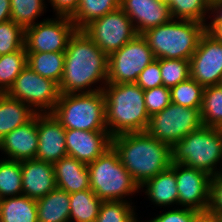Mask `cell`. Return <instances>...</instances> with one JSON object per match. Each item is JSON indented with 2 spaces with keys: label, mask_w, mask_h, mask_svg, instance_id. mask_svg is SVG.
I'll use <instances>...</instances> for the list:
<instances>
[{
  "label": "cell",
  "mask_w": 222,
  "mask_h": 222,
  "mask_svg": "<svg viewBox=\"0 0 222 222\" xmlns=\"http://www.w3.org/2000/svg\"><path fill=\"white\" fill-rule=\"evenodd\" d=\"M51 113L65 129L107 131L103 91L61 94Z\"/></svg>",
  "instance_id": "obj_7"
},
{
  "label": "cell",
  "mask_w": 222,
  "mask_h": 222,
  "mask_svg": "<svg viewBox=\"0 0 222 222\" xmlns=\"http://www.w3.org/2000/svg\"><path fill=\"white\" fill-rule=\"evenodd\" d=\"M56 185L68 194L90 188L87 165L72 156H64L53 164Z\"/></svg>",
  "instance_id": "obj_21"
},
{
  "label": "cell",
  "mask_w": 222,
  "mask_h": 222,
  "mask_svg": "<svg viewBox=\"0 0 222 222\" xmlns=\"http://www.w3.org/2000/svg\"><path fill=\"white\" fill-rule=\"evenodd\" d=\"M145 193L149 204L158 209L178 207V189L174 170L169 167L147 180L140 186V193Z\"/></svg>",
  "instance_id": "obj_20"
},
{
  "label": "cell",
  "mask_w": 222,
  "mask_h": 222,
  "mask_svg": "<svg viewBox=\"0 0 222 222\" xmlns=\"http://www.w3.org/2000/svg\"><path fill=\"white\" fill-rule=\"evenodd\" d=\"M111 146L139 187L172 163L171 147L146 131L112 136Z\"/></svg>",
  "instance_id": "obj_2"
},
{
  "label": "cell",
  "mask_w": 222,
  "mask_h": 222,
  "mask_svg": "<svg viewBox=\"0 0 222 222\" xmlns=\"http://www.w3.org/2000/svg\"><path fill=\"white\" fill-rule=\"evenodd\" d=\"M79 3L80 0H47L54 16L71 17L76 12Z\"/></svg>",
  "instance_id": "obj_41"
},
{
  "label": "cell",
  "mask_w": 222,
  "mask_h": 222,
  "mask_svg": "<svg viewBox=\"0 0 222 222\" xmlns=\"http://www.w3.org/2000/svg\"><path fill=\"white\" fill-rule=\"evenodd\" d=\"M208 21H222V0H213L210 2Z\"/></svg>",
  "instance_id": "obj_43"
},
{
  "label": "cell",
  "mask_w": 222,
  "mask_h": 222,
  "mask_svg": "<svg viewBox=\"0 0 222 222\" xmlns=\"http://www.w3.org/2000/svg\"><path fill=\"white\" fill-rule=\"evenodd\" d=\"M200 111L204 126L222 129L221 85H212L204 88Z\"/></svg>",
  "instance_id": "obj_30"
},
{
  "label": "cell",
  "mask_w": 222,
  "mask_h": 222,
  "mask_svg": "<svg viewBox=\"0 0 222 222\" xmlns=\"http://www.w3.org/2000/svg\"><path fill=\"white\" fill-rule=\"evenodd\" d=\"M191 222H222V219L211 212L203 211L198 212L193 218Z\"/></svg>",
  "instance_id": "obj_44"
},
{
  "label": "cell",
  "mask_w": 222,
  "mask_h": 222,
  "mask_svg": "<svg viewBox=\"0 0 222 222\" xmlns=\"http://www.w3.org/2000/svg\"><path fill=\"white\" fill-rule=\"evenodd\" d=\"M25 29L12 20L0 23V56L24 47Z\"/></svg>",
  "instance_id": "obj_36"
},
{
  "label": "cell",
  "mask_w": 222,
  "mask_h": 222,
  "mask_svg": "<svg viewBox=\"0 0 222 222\" xmlns=\"http://www.w3.org/2000/svg\"><path fill=\"white\" fill-rule=\"evenodd\" d=\"M189 62L190 78L204 88L219 85L222 77V42L205 32Z\"/></svg>",
  "instance_id": "obj_14"
},
{
  "label": "cell",
  "mask_w": 222,
  "mask_h": 222,
  "mask_svg": "<svg viewBox=\"0 0 222 222\" xmlns=\"http://www.w3.org/2000/svg\"><path fill=\"white\" fill-rule=\"evenodd\" d=\"M205 24L190 20L171 19L169 22L146 30V39L156 59L190 60L197 49Z\"/></svg>",
  "instance_id": "obj_4"
},
{
  "label": "cell",
  "mask_w": 222,
  "mask_h": 222,
  "mask_svg": "<svg viewBox=\"0 0 222 222\" xmlns=\"http://www.w3.org/2000/svg\"><path fill=\"white\" fill-rule=\"evenodd\" d=\"M219 85H221V86H222V77H221V80H220V82H219Z\"/></svg>",
  "instance_id": "obj_48"
},
{
  "label": "cell",
  "mask_w": 222,
  "mask_h": 222,
  "mask_svg": "<svg viewBox=\"0 0 222 222\" xmlns=\"http://www.w3.org/2000/svg\"><path fill=\"white\" fill-rule=\"evenodd\" d=\"M120 7V0H80L76 12L70 17L77 30Z\"/></svg>",
  "instance_id": "obj_27"
},
{
  "label": "cell",
  "mask_w": 222,
  "mask_h": 222,
  "mask_svg": "<svg viewBox=\"0 0 222 222\" xmlns=\"http://www.w3.org/2000/svg\"><path fill=\"white\" fill-rule=\"evenodd\" d=\"M171 102L186 108H201L204 87L189 78L170 88Z\"/></svg>",
  "instance_id": "obj_34"
},
{
  "label": "cell",
  "mask_w": 222,
  "mask_h": 222,
  "mask_svg": "<svg viewBox=\"0 0 222 222\" xmlns=\"http://www.w3.org/2000/svg\"><path fill=\"white\" fill-rule=\"evenodd\" d=\"M0 222H38L36 200L24 195L0 199Z\"/></svg>",
  "instance_id": "obj_24"
},
{
  "label": "cell",
  "mask_w": 222,
  "mask_h": 222,
  "mask_svg": "<svg viewBox=\"0 0 222 222\" xmlns=\"http://www.w3.org/2000/svg\"><path fill=\"white\" fill-rule=\"evenodd\" d=\"M170 167L176 176L178 207L189 208L198 212L207 211L211 176L202 170L190 168L180 163H171Z\"/></svg>",
  "instance_id": "obj_13"
},
{
  "label": "cell",
  "mask_w": 222,
  "mask_h": 222,
  "mask_svg": "<svg viewBox=\"0 0 222 222\" xmlns=\"http://www.w3.org/2000/svg\"><path fill=\"white\" fill-rule=\"evenodd\" d=\"M172 163L199 169L210 176L222 172V129L201 126L172 147Z\"/></svg>",
  "instance_id": "obj_5"
},
{
  "label": "cell",
  "mask_w": 222,
  "mask_h": 222,
  "mask_svg": "<svg viewBox=\"0 0 222 222\" xmlns=\"http://www.w3.org/2000/svg\"><path fill=\"white\" fill-rule=\"evenodd\" d=\"M136 84L144 91L163 85L159 59L153 60L138 76Z\"/></svg>",
  "instance_id": "obj_39"
},
{
  "label": "cell",
  "mask_w": 222,
  "mask_h": 222,
  "mask_svg": "<svg viewBox=\"0 0 222 222\" xmlns=\"http://www.w3.org/2000/svg\"><path fill=\"white\" fill-rule=\"evenodd\" d=\"M10 2L11 20L24 29L45 20L44 18L38 20V17L41 18L49 11L47 0H10Z\"/></svg>",
  "instance_id": "obj_28"
},
{
  "label": "cell",
  "mask_w": 222,
  "mask_h": 222,
  "mask_svg": "<svg viewBox=\"0 0 222 222\" xmlns=\"http://www.w3.org/2000/svg\"><path fill=\"white\" fill-rule=\"evenodd\" d=\"M108 56L84 33L77 30L65 50L61 94L102 91L107 84Z\"/></svg>",
  "instance_id": "obj_1"
},
{
  "label": "cell",
  "mask_w": 222,
  "mask_h": 222,
  "mask_svg": "<svg viewBox=\"0 0 222 222\" xmlns=\"http://www.w3.org/2000/svg\"><path fill=\"white\" fill-rule=\"evenodd\" d=\"M82 32L107 56L119 50L137 35L132 20L120 7L93 20L82 29Z\"/></svg>",
  "instance_id": "obj_11"
},
{
  "label": "cell",
  "mask_w": 222,
  "mask_h": 222,
  "mask_svg": "<svg viewBox=\"0 0 222 222\" xmlns=\"http://www.w3.org/2000/svg\"><path fill=\"white\" fill-rule=\"evenodd\" d=\"M201 108H186L170 103L149 118L146 132L172 147L192 131L203 126Z\"/></svg>",
  "instance_id": "obj_8"
},
{
  "label": "cell",
  "mask_w": 222,
  "mask_h": 222,
  "mask_svg": "<svg viewBox=\"0 0 222 222\" xmlns=\"http://www.w3.org/2000/svg\"><path fill=\"white\" fill-rule=\"evenodd\" d=\"M144 102L149 116L161 112L171 103L170 88L164 85L144 91Z\"/></svg>",
  "instance_id": "obj_37"
},
{
  "label": "cell",
  "mask_w": 222,
  "mask_h": 222,
  "mask_svg": "<svg viewBox=\"0 0 222 222\" xmlns=\"http://www.w3.org/2000/svg\"><path fill=\"white\" fill-rule=\"evenodd\" d=\"M65 52L27 53V66L58 84L64 71Z\"/></svg>",
  "instance_id": "obj_26"
},
{
  "label": "cell",
  "mask_w": 222,
  "mask_h": 222,
  "mask_svg": "<svg viewBox=\"0 0 222 222\" xmlns=\"http://www.w3.org/2000/svg\"><path fill=\"white\" fill-rule=\"evenodd\" d=\"M135 204L134 201H103L95 222H138L142 218Z\"/></svg>",
  "instance_id": "obj_31"
},
{
  "label": "cell",
  "mask_w": 222,
  "mask_h": 222,
  "mask_svg": "<svg viewBox=\"0 0 222 222\" xmlns=\"http://www.w3.org/2000/svg\"><path fill=\"white\" fill-rule=\"evenodd\" d=\"M5 94H6V92L0 86V98L3 97Z\"/></svg>",
  "instance_id": "obj_46"
},
{
  "label": "cell",
  "mask_w": 222,
  "mask_h": 222,
  "mask_svg": "<svg viewBox=\"0 0 222 222\" xmlns=\"http://www.w3.org/2000/svg\"><path fill=\"white\" fill-rule=\"evenodd\" d=\"M70 222H95L102 200L91 190L69 194Z\"/></svg>",
  "instance_id": "obj_25"
},
{
  "label": "cell",
  "mask_w": 222,
  "mask_h": 222,
  "mask_svg": "<svg viewBox=\"0 0 222 222\" xmlns=\"http://www.w3.org/2000/svg\"><path fill=\"white\" fill-rule=\"evenodd\" d=\"M52 16L25 29L26 53L65 52L77 28L70 17Z\"/></svg>",
  "instance_id": "obj_12"
},
{
  "label": "cell",
  "mask_w": 222,
  "mask_h": 222,
  "mask_svg": "<svg viewBox=\"0 0 222 222\" xmlns=\"http://www.w3.org/2000/svg\"><path fill=\"white\" fill-rule=\"evenodd\" d=\"M35 115L28 105L5 94L0 98V140L15 128L29 122Z\"/></svg>",
  "instance_id": "obj_23"
},
{
  "label": "cell",
  "mask_w": 222,
  "mask_h": 222,
  "mask_svg": "<svg viewBox=\"0 0 222 222\" xmlns=\"http://www.w3.org/2000/svg\"><path fill=\"white\" fill-rule=\"evenodd\" d=\"M37 160L54 164L67 156L65 128L52 113H37Z\"/></svg>",
  "instance_id": "obj_15"
},
{
  "label": "cell",
  "mask_w": 222,
  "mask_h": 222,
  "mask_svg": "<svg viewBox=\"0 0 222 222\" xmlns=\"http://www.w3.org/2000/svg\"><path fill=\"white\" fill-rule=\"evenodd\" d=\"M155 59L146 39L137 34L108 56L107 84L136 83L139 74Z\"/></svg>",
  "instance_id": "obj_9"
},
{
  "label": "cell",
  "mask_w": 222,
  "mask_h": 222,
  "mask_svg": "<svg viewBox=\"0 0 222 222\" xmlns=\"http://www.w3.org/2000/svg\"><path fill=\"white\" fill-rule=\"evenodd\" d=\"M27 66L25 47L0 56V86L7 92L20 72Z\"/></svg>",
  "instance_id": "obj_33"
},
{
  "label": "cell",
  "mask_w": 222,
  "mask_h": 222,
  "mask_svg": "<svg viewBox=\"0 0 222 222\" xmlns=\"http://www.w3.org/2000/svg\"><path fill=\"white\" fill-rule=\"evenodd\" d=\"M38 222H70L69 194L58 187L36 201Z\"/></svg>",
  "instance_id": "obj_22"
},
{
  "label": "cell",
  "mask_w": 222,
  "mask_h": 222,
  "mask_svg": "<svg viewBox=\"0 0 222 222\" xmlns=\"http://www.w3.org/2000/svg\"><path fill=\"white\" fill-rule=\"evenodd\" d=\"M11 20L10 0H0V23Z\"/></svg>",
  "instance_id": "obj_45"
},
{
  "label": "cell",
  "mask_w": 222,
  "mask_h": 222,
  "mask_svg": "<svg viewBox=\"0 0 222 222\" xmlns=\"http://www.w3.org/2000/svg\"><path fill=\"white\" fill-rule=\"evenodd\" d=\"M38 150L37 113L26 124L15 128L0 140V155L9 160L36 158Z\"/></svg>",
  "instance_id": "obj_17"
},
{
  "label": "cell",
  "mask_w": 222,
  "mask_h": 222,
  "mask_svg": "<svg viewBox=\"0 0 222 222\" xmlns=\"http://www.w3.org/2000/svg\"><path fill=\"white\" fill-rule=\"evenodd\" d=\"M108 131L65 129L67 154L88 165L111 147Z\"/></svg>",
  "instance_id": "obj_16"
},
{
  "label": "cell",
  "mask_w": 222,
  "mask_h": 222,
  "mask_svg": "<svg viewBox=\"0 0 222 222\" xmlns=\"http://www.w3.org/2000/svg\"><path fill=\"white\" fill-rule=\"evenodd\" d=\"M172 19L207 23L210 14L209 0H173L169 5Z\"/></svg>",
  "instance_id": "obj_32"
},
{
  "label": "cell",
  "mask_w": 222,
  "mask_h": 222,
  "mask_svg": "<svg viewBox=\"0 0 222 222\" xmlns=\"http://www.w3.org/2000/svg\"><path fill=\"white\" fill-rule=\"evenodd\" d=\"M24 196L39 200L57 187L53 164L37 159L21 161Z\"/></svg>",
  "instance_id": "obj_19"
},
{
  "label": "cell",
  "mask_w": 222,
  "mask_h": 222,
  "mask_svg": "<svg viewBox=\"0 0 222 222\" xmlns=\"http://www.w3.org/2000/svg\"><path fill=\"white\" fill-rule=\"evenodd\" d=\"M163 3L170 5L173 0H161Z\"/></svg>",
  "instance_id": "obj_47"
},
{
  "label": "cell",
  "mask_w": 222,
  "mask_h": 222,
  "mask_svg": "<svg viewBox=\"0 0 222 222\" xmlns=\"http://www.w3.org/2000/svg\"><path fill=\"white\" fill-rule=\"evenodd\" d=\"M163 85L171 88L190 78V62L184 59H159Z\"/></svg>",
  "instance_id": "obj_35"
},
{
  "label": "cell",
  "mask_w": 222,
  "mask_h": 222,
  "mask_svg": "<svg viewBox=\"0 0 222 222\" xmlns=\"http://www.w3.org/2000/svg\"><path fill=\"white\" fill-rule=\"evenodd\" d=\"M22 170L21 161L0 158V199L21 196Z\"/></svg>",
  "instance_id": "obj_29"
},
{
  "label": "cell",
  "mask_w": 222,
  "mask_h": 222,
  "mask_svg": "<svg viewBox=\"0 0 222 222\" xmlns=\"http://www.w3.org/2000/svg\"><path fill=\"white\" fill-rule=\"evenodd\" d=\"M120 8L132 20L137 34L172 19L170 6L161 0H120Z\"/></svg>",
  "instance_id": "obj_18"
},
{
  "label": "cell",
  "mask_w": 222,
  "mask_h": 222,
  "mask_svg": "<svg viewBox=\"0 0 222 222\" xmlns=\"http://www.w3.org/2000/svg\"><path fill=\"white\" fill-rule=\"evenodd\" d=\"M105 112L107 131L111 136L144 132L149 124L144 90L136 83L106 84Z\"/></svg>",
  "instance_id": "obj_3"
},
{
  "label": "cell",
  "mask_w": 222,
  "mask_h": 222,
  "mask_svg": "<svg viewBox=\"0 0 222 222\" xmlns=\"http://www.w3.org/2000/svg\"><path fill=\"white\" fill-rule=\"evenodd\" d=\"M165 210V211H164ZM162 212V213H161ZM198 213V211L183 208V207H176V208H163L162 211L160 209L157 215L155 214L154 217L148 220H144L145 222H191L192 218Z\"/></svg>",
  "instance_id": "obj_38"
},
{
  "label": "cell",
  "mask_w": 222,
  "mask_h": 222,
  "mask_svg": "<svg viewBox=\"0 0 222 222\" xmlns=\"http://www.w3.org/2000/svg\"><path fill=\"white\" fill-rule=\"evenodd\" d=\"M208 211L222 219V173L211 176Z\"/></svg>",
  "instance_id": "obj_40"
},
{
  "label": "cell",
  "mask_w": 222,
  "mask_h": 222,
  "mask_svg": "<svg viewBox=\"0 0 222 222\" xmlns=\"http://www.w3.org/2000/svg\"><path fill=\"white\" fill-rule=\"evenodd\" d=\"M205 32L214 40L222 42V21H209L205 25Z\"/></svg>",
  "instance_id": "obj_42"
},
{
  "label": "cell",
  "mask_w": 222,
  "mask_h": 222,
  "mask_svg": "<svg viewBox=\"0 0 222 222\" xmlns=\"http://www.w3.org/2000/svg\"><path fill=\"white\" fill-rule=\"evenodd\" d=\"M87 168L90 188L102 201H133L132 198L140 193L139 185L125 169L112 146Z\"/></svg>",
  "instance_id": "obj_6"
},
{
  "label": "cell",
  "mask_w": 222,
  "mask_h": 222,
  "mask_svg": "<svg viewBox=\"0 0 222 222\" xmlns=\"http://www.w3.org/2000/svg\"><path fill=\"white\" fill-rule=\"evenodd\" d=\"M6 94L28 105L35 113H51L60 98L59 84L26 66Z\"/></svg>",
  "instance_id": "obj_10"
}]
</instances>
